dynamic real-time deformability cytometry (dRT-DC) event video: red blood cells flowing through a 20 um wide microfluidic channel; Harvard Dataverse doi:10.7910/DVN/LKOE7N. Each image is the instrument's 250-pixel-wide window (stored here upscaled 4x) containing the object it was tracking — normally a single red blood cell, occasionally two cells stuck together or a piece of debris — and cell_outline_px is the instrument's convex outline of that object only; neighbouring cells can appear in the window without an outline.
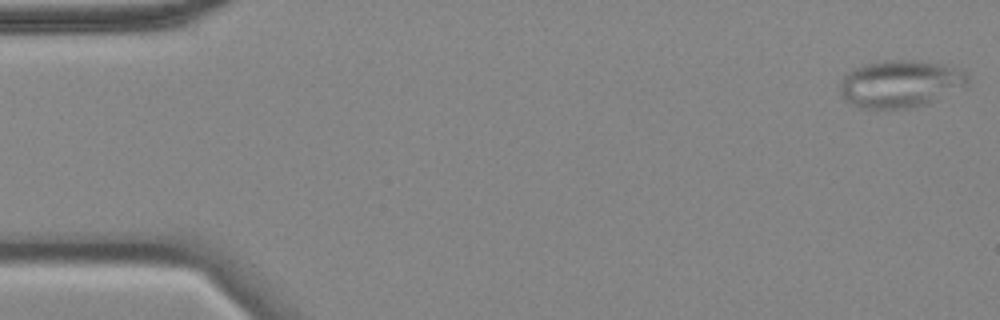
{"species": "common noctule bat (a hibernating species)", "species_latin": "Nyctalus noctula", "temperature_condition": "cold", "stored_images_in_passage": 55, "camera_frame_rate_fps": 3000, "um_per_image_px": 0.085, "animal": {"sex": "female", "body_mass_g": 18.4}, "frame": {"image": 1, "passage_image": 1, "time_ms": 0.0, "image_size_px": [1000, 320], "cell_outline_px": [[968, 88], [928, 104], [916, 108], [860, 108], [844, 100], [840, 96], [840, 80], [848, 72], [864, 64], [884, 60], [920, 60], [944, 64], [964, 68], [968, 72]], "centroid_in_image_um": [76.63, 7.12], "position_along_channel_um": 8.4, "area_um2": 36.36}}
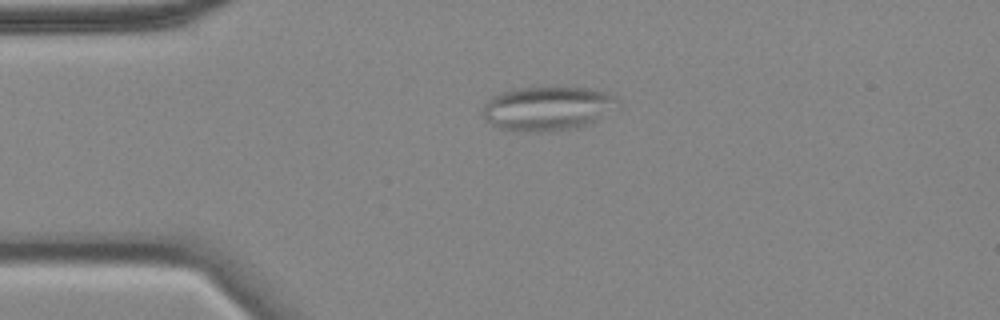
{"frame": {"image": 2, "passage_image": 12, "time_ms": 3.667, "image_size_px": [1000, 320], "cell_outline_px": [[620, 104], [592, 124], [580, 128], [552, 132], [512, 132], [500, 128], [484, 120], [480, 116], [480, 112], [484, 104], [492, 96], [500, 92], [512, 88], [552, 84], [588, 88], [608, 92], [616, 96], [620, 100]], "centroid_in_image_um": [46.53, 9.19], "position_along_channel_um": 38.5, "area_um2": 36.82}}
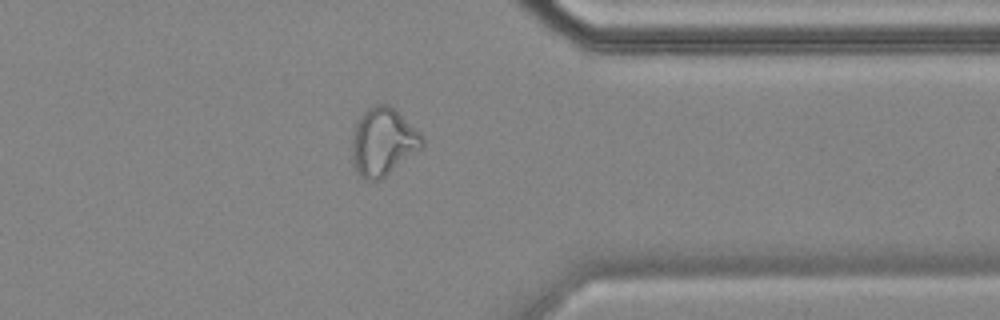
{"frame": {"image": 3, "passage_image": 44, "time_ms": 14.333, "image_size_px": [1000, 320], "cell_outline_px": [[424, 148], [380, 180], [364, 180], [356, 172], [352, 164], [352, 132], [356, 120], [368, 108], [376, 104], [388, 104], [396, 108], [420, 132], [424, 140]], "centroid_in_image_um": [32.57, 12.05], "position_along_channel_um": 378.8, "area_um2": 28.44}, "authors_computed_cell_mechanics": {"area_um2": 28.4376, "velocity_mm_per_s": 3.5174, "shape_relaxation_time_tau1_ms": null, "shape_relaxation_time_tau2_ms": 2.2666, "deformation_change_tau1": null, "deformation_change_tau2": 0.1}}